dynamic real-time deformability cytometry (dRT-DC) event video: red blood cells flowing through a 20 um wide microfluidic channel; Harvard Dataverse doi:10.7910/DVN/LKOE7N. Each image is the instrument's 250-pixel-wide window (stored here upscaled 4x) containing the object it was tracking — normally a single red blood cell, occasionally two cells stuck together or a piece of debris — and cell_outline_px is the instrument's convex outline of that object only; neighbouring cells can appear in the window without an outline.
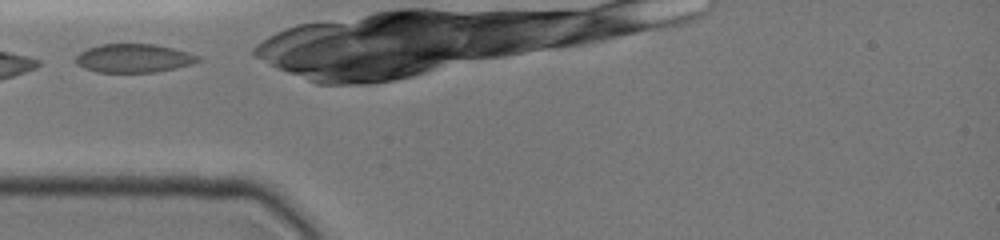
{"species": "common noctule bat (a hibernating species)", "species_latin": "Nyctalus noctula", "temperature_condition": "cold", "stored_images_in_passage": 3, "camera_frame_rate_fps": 3000, "um_per_image_px": 0.085, "animal": {"sex": "female", "body_mass_g": 19.0, "forearm_length_mm": 51.5}, "frame": {"image": 1, "passage_image": 1, "time_ms": 0.0, "image_size_px": [1000, 240], "cell_outline_px": [[200, 60], [192, 64], [156, 72], [96, 72], [84, 68], [76, 64], [76, 56], [80, 52], [88, 48], [100, 44], [152, 44], [172, 48], [200, 56]], "centroid_in_image_um": [11.34, 4.95], "position_along_channel_um": 73.7, "area_um2": 20.23}}